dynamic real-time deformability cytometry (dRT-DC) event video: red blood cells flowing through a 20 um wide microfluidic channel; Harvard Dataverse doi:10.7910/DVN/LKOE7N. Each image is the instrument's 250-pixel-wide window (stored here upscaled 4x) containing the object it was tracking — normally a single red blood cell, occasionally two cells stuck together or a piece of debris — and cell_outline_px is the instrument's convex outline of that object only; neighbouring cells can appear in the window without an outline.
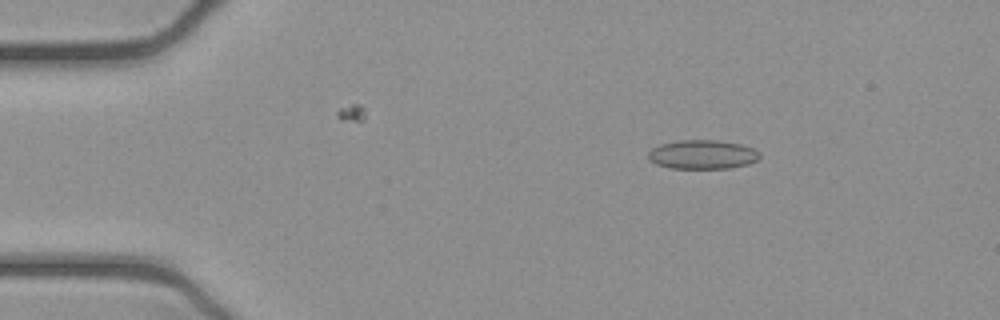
{"species": "common noctule bat (a hibernating species)", "species_latin": "Nyctalus noctula", "temperature_condition": "cold", "stored_images_in_passage": 52, "camera_frame_rate_fps": 3000, "um_per_image_px": 0.085, "animal": {"sex": "female", "body_mass_g": 21.9}, "frame": {"image": 1, "passage_image": 8, "time_ms": 2.333, "image_size_px": [1000, 320], "cell_outline_px": [[760, 156], [756, 160], [748, 164], [728, 168], [672, 168], [656, 164], [648, 156], [648, 152], [652, 148], [660, 144], [680, 140], [716, 140], [740, 144], [752, 148], [760, 152]], "centroid_in_image_um": [59.71, 13.13], "position_along_channel_um": 25.3, "area_um2": 18.67}}
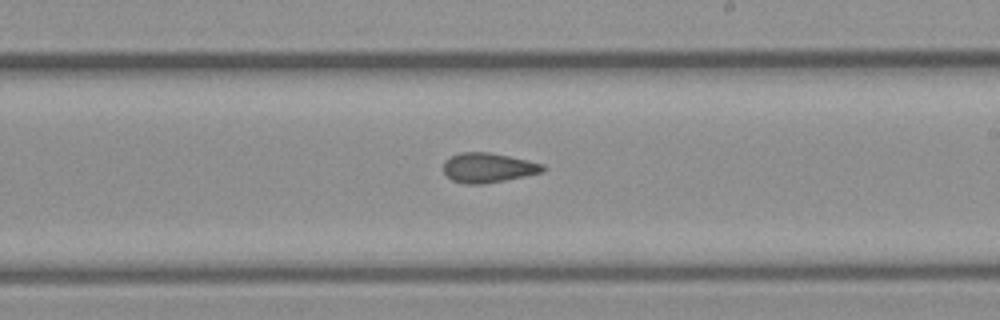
{"frame": {"image": 2, "passage_image": 30, "time_ms": 9.667, "image_size_px": [1000, 320], "cell_outline_px": [[548, 168], [544, 172], [484, 184], [464, 184], [452, 180], [444, 172], [444, 160], [460, 152], [488, 152], [528, 160], [544, 164]], "centroid_in_image_um": [41.51, 14.26], "position_along_channel_um": 247.5, "area_um2": 17.22}}
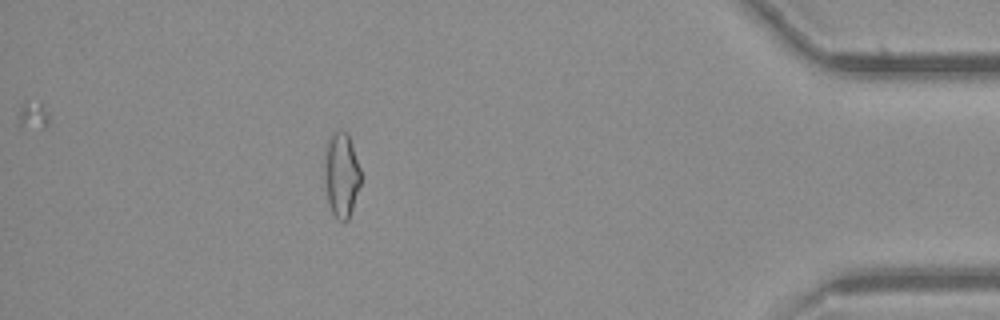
{"frame": {"image": 3, "passage_image": 46, "time_ms": 15.0, "image_size_px": [1000, 320], "cell_outline_px": [[360, 184], [348, 220], [344, 224], [332, 212], [328, 204], [320, 168], [324, 152], [328, 140], [332, 132], [340, 128], [348, 132], [360, 168]], "centroid_in_image_um": [28.94, 14.8], "position_along_channel_um": 406.3, "area_um2": 18.79}, "authors_computed_cell_mechanics": {"area_um2": 17.8891, "velocity_mm_per_s": 3.9388, "shape_relaxation_time_tau1_ms": null, "shape_relaxation_time_tau2_ms": 2.4526, "deformation_change_tau1": null, "deformation_change_tau2": 0.0999}}